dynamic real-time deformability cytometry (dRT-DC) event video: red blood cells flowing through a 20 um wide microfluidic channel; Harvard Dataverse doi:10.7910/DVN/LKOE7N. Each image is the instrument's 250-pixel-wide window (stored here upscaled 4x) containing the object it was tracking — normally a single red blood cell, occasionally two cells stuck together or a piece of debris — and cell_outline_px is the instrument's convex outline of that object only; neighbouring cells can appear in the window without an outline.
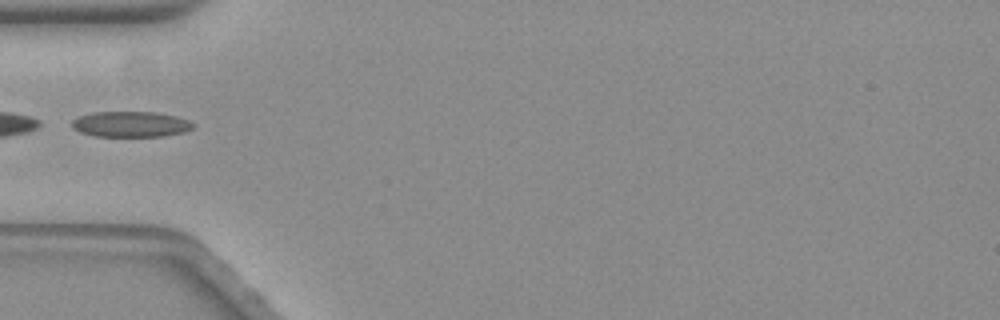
{"species": "common noctule bat (a hibernating species)", "species_latin": "Nyctalus noctula", "temperature_condition": "warm", "stored_images_in_passage": 39, "camera_frame_rate_fps": 3000, "um_per_image_px": 0.085, "animal": {"sex": "female", "body_mass_g": 19.3, "forearm_length_mm": 54.1}, "frame": {"image": 1, "passage_image": 1, "time_ms": 0.0, "image_size_px": [1000, 320], "cell_outline_px": [[196, 124], [192, 128], [184, 132], [164, 136], [96, 136], [80, 132], [72, 128], [72, 120], [80, 116], [92, 112], [156, 112], [176, 116], [188, 120]], "centroid_in_image_um": [11.12, 10.55], "position_along_channel_um": 73.9, "area_um2": 18.09}}